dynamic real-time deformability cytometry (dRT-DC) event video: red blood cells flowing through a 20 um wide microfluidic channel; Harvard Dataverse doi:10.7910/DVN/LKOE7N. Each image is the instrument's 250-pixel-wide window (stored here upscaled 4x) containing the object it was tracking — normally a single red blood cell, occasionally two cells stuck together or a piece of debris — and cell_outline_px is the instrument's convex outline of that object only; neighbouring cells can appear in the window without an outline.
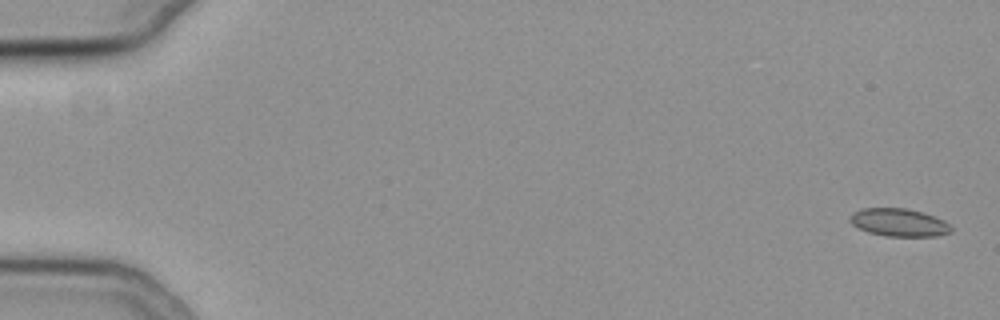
{"species": "common noctule bat (a hibernating species)", "species_latin": "Nyctalus noctula", "temperature_condition": "cold", "stored_images_in_passage": 56, "camera_frame_rate_fps": 3000, "um_per_image_px": 0.085, "animal": {"sex": "female", "body_mass_g": 19.3, "forearm_length_mm": 54.1}, "frame": {"image": 1, "passage_image": 1, "time_ms": 0.0, "image_size_px": [1000, 320], "cell_outline_px": [[952, 232], [936, 236], [884, 236], [868, 232], [852, 224], [848, 220], [852, 212], [860, 208], [904, 208], [924, 212], [944, 220], [952, 228]], "centroid_in_image_um": [76.4, 18.9], "position_along_channel_um": 8.6, "area_um2": 16.53}}
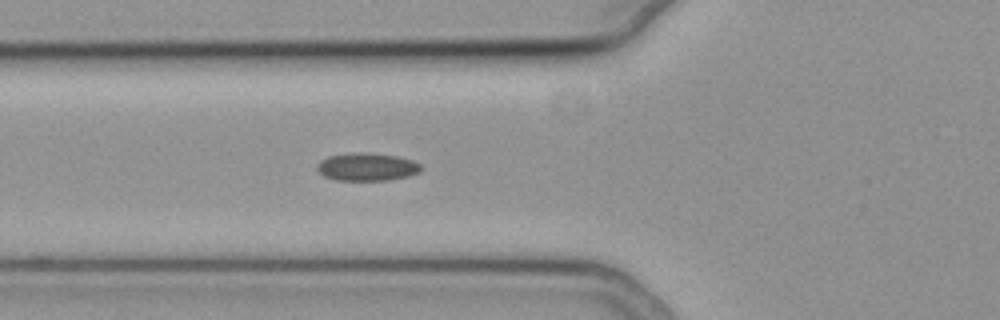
{"frame": {"image": 2, "passage_image": 21, "time_ms": 6.667, "image_size_px": [1000, 320], "cell_outline_px": [[424, 168], [420, 172], [408, 176], [388, 180], [336, 180], [324, 176], [316, 168], [316, 164], [320, 160], [328, 156], [356, 152], [364, 152], [396, 156], [412, 160], [420, 164]], "centroid_in_image_um": [31.19, 14.18], "position_along_channel_um": 94.6, "area_um2": 16.94}}
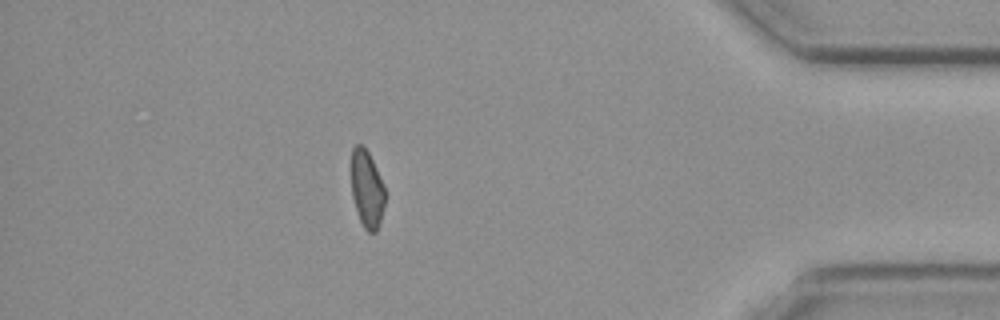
{"frame": {"image": 3, "passage_image": 49, "time_ms": 16.0, "image_size_px": [1000, 320], "cell_outline_px": [[384, 204], [380, 220], [376, 232], [368, 232], [364, 228], [360, 220], [352, 196], [352, 148], [356, 144], [364, 144], [376, 168], [384, 188]], "centroid_in_image_um": [31.17, 16.04], "position_along_channel_um": 404.0, "area_um2": 14.85}, "authors_computed_cell_mechanics": {"area_um2": 16.5308, "velocity_mm_per_s": 3.773, "shape_relaxation_time_tau1_ms": null, "shape_relaxation_time_tau2_ms": 5.0862, "deformation_change_tau1": null, "deformation_change_tau2": 0.0972}}